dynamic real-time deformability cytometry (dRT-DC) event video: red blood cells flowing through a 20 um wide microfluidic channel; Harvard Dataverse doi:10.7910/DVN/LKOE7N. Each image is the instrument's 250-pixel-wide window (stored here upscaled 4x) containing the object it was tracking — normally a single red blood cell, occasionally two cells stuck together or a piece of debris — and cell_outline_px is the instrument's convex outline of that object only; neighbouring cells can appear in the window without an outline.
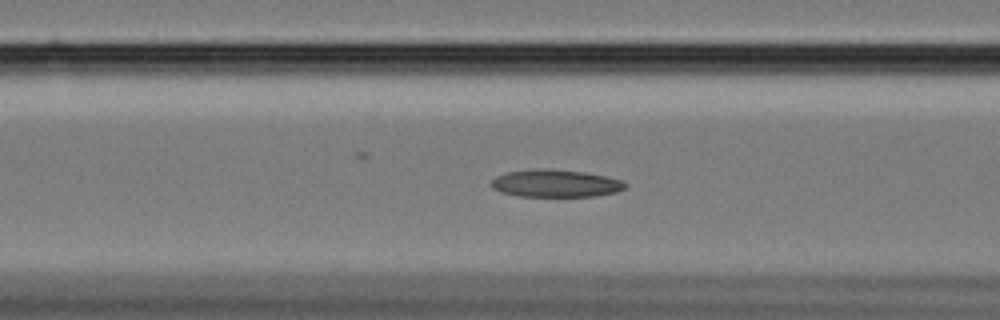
{"species": "Egyptian fruit bat (a non-hibernating species)", "species_latin": "Rousettus aegyptiacus", "temperature_condition": "cold", "stored_images_in_passage": 43, "camera_frame_rate_fps": 3000, "um_per_image_px": 0.085, "animal": {"sex": "female"}, "frame": {"image": 1, "passage_image": 16, "time_ms": 5.0, "image_size_px": [1000, 320], "cell_outline_px": [[628, 184], [624, 188], [616, 192], [592, 196], [520, 196], [500, 192], [492, 188], [492, 180], [496, 176], [508, 172], [532, 168], [548, 168], [584, 172], [604, 176], [620, 180]], "centroid_in_image_um": [47.19, 15.58], "position_along_channel_um": 119.4, "area_um2": 21.39}}
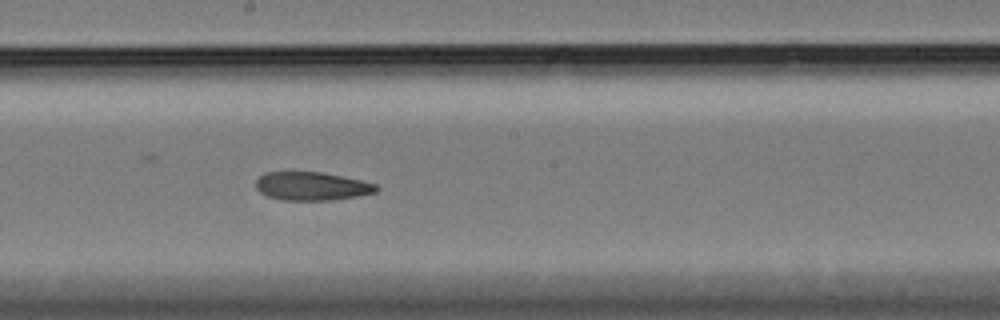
{"frame": {"image": 2, "passage_image": 25, "time_ms": 8.0, "image_size_px": [1000, 320], "cell_outline_px": [[380, 188], [376, 192], [360, 196], [332, 200], [280, 200], [268, 196], [260, 192], [256, 188], [256, 180], [264, 172], [320, 172], [360, 180], [376, 184]], "centroid_in_image_um": [26.5, 15.83], "position_along_channel_um": 221.7, "area_um2": 19.94}}
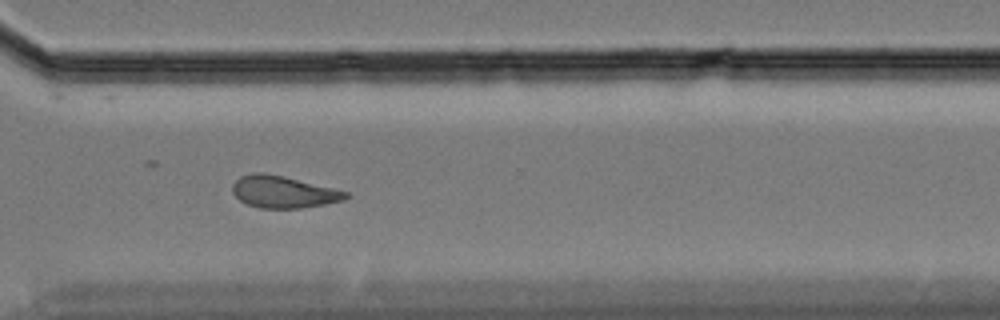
{"frame": {"image": 3, "passage_image": 36, "time_ms": 11.667, "image_size_px": [1000, 320], "cell_outline_px": [[348, 196], [344, 200], [324, 204], [300, 208], [260, 208], [248, 204], [240, 200], [232, 192], [232, 184], [240, 176], [252, 172], [264, 172], [284, 176], [348, 192]], "centroid_in_image_um": [24.04, 16.3], "position_along_channel_um": 346.6, "area_um2": 20.98}, "authors_computed_cell_mechanics": {"area_um2": 21.2126, "velocity_mm_per_s": 3.4082, "shape_relaxation_time_tau1_ms": null, "shape_relaxation_time_tau2_ms": 4.5759, "deformation_change_tau1": null, "deformation_change_tau2": 0.113}}